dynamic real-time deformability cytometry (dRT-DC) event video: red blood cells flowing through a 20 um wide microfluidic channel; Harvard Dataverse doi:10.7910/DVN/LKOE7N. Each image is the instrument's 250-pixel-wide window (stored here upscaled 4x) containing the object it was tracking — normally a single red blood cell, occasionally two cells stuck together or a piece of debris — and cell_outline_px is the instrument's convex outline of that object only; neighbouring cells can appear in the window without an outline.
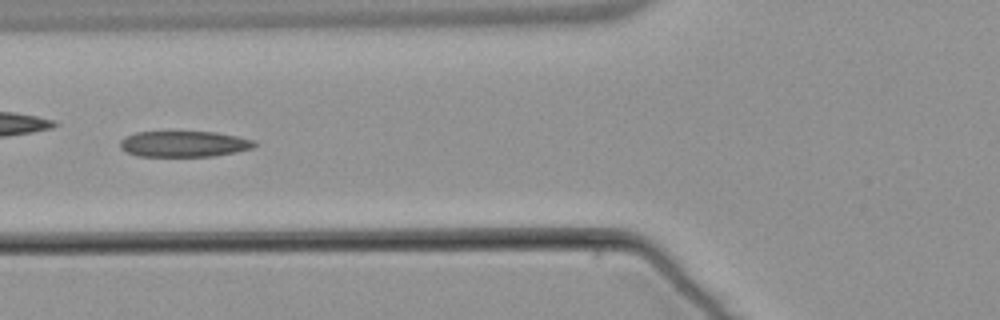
{"species": "common noctule bat (a hibernating species)", "species_latin": "Nyctalus noctula", "temperature_condition": "warm", "stored_images_in_passage": 6, "camera_frame_rate_fps": 3000, "um_per_image_px": 0.085, "animal": {"sex": "male", "body_mass_g": 21.5, "forearm_length_mm": 52.0}, "frame": {"image": 1, "passage_image": 4, "time_ms": 3.667, "image_size_px": [1000, 320], "cell_outline_px": [[260, 144], [252, 148], [236, 152], [212, 156], [136, 156], [120, 148], [120, 140], [124, 136], [136, 132], [216, 132], [256, 140]], "centroid_in_image_um": [15.66, 12.23], "position_along_channel_um": 110.1, "area_um2": 20.4}}